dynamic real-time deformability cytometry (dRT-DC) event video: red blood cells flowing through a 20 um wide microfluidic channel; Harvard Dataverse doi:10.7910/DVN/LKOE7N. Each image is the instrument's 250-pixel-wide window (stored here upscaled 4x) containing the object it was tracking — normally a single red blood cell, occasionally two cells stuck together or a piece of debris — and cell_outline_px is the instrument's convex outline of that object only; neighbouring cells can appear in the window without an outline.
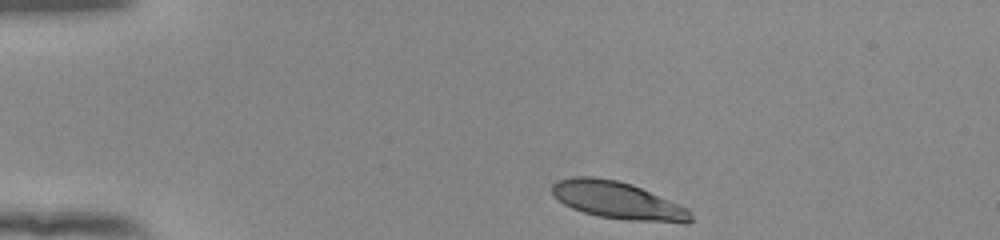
{"species": "human", "species_latin": "Homo sapiens", "temperature_condition": "room temperature", "stored_images_in_passage": 37, "camera_frame_rate_fps": 3000, "um_per_image_px": 0.085, "donor": {"sex": "female"}, "frame": {"image": 1, "passage_image": 1, "time_ms": 0.0, "image_size_px": [1000, 240], "cell_outline_px": [[692, 220], [684, 224], [628, 220], [600, 216], [584, 212], [572, 208], [564, 204], [552, 196], [552, 184], [556, 180], [572, 176], [592, 176], [616, 180], [632, 184], [680, 204], [688, 208], [692, 216]], "centroid_in_image_um": [52.52, 17.03], "position_along_channel_um": 32.5, "area_um2": 30.46}}
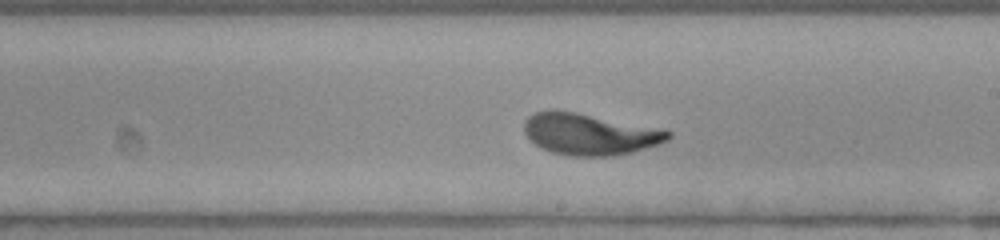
{"frame": {"image": 2, "passage_image": 22, "time_ms": 7.0, "image_size_px": [1000, 240], "cell_outline_px": [[672, 136], [668, 140], [660, 144], [632, 152], [612, 156], [568, 156], [552, 152], [540, 148], [524, 132], [524, 120], [528, 116], [536, 112], [552, 108], [556, 108], [576, 112], [672, 132]], "centroid_in_image_um": [50.05, 11.4], "position_along_channel_um": 238.9, "area_um2": 34.62}}
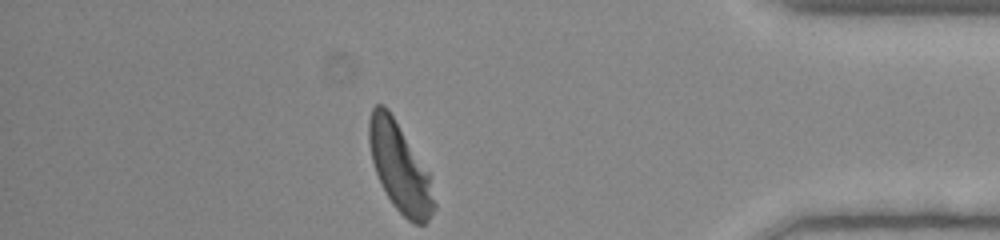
{"frame": {"image": 3, "passage_image": 37, "time_ms": 12.0, "image_size_px": [1000, 240], "cell_outline_px": [[436, 208], [428, 220], [424, 224], [416, 224], [408, 220], [392, 204], [376, 172], [372, 160], [368, 140], [368, 120], [372, 108], [376, 104], [384, 104], [388, 108], [428, 172], [436, 204]], "centroid_in_image_um": [33.97, 14.22], "position_along_channel_um": 401.2, "area_um2": 33.18}, "authors_computed_cell_mechanics": {"area_um2": 33.9286, "velocity_mm_per_s": 3.88, "shape_relaxation_time_tau1_ms": 2.6373, "shape_relaxation_time_tau2_ms": null, "deformation_change_tau1": 0.152, "deformation_change_tau2": null}}